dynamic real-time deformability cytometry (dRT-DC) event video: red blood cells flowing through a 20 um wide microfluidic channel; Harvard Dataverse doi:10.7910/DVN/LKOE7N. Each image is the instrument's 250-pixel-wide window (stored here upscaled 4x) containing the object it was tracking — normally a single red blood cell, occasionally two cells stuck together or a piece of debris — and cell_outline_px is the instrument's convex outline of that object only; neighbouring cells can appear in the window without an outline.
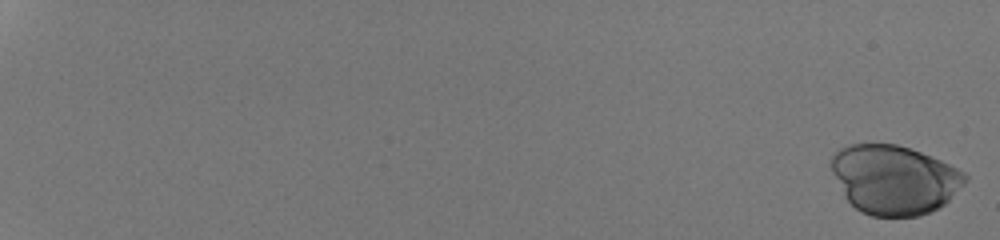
{"species": "human", "species_latin": "Homo sapiens", "temperature_condition": "room temperature", "stored_images_in_passage": 49, "camera_frame_rate_fps": 3000, "um_per_image_px": 0.085, "donor": {"sex": "male"}, "frame": {"image": 1, "passage_image": 1, "time_ms": 0.0, "image_size_px": [1000, 240], "cell_outline_px": [[968, 180], [940, 208], [920, 216], [872, 216], [860, 212], [844, 196], [832, 172], [832, 156], [840, 148], [848, 144], [896, 144], [932, 156], [964, 172], [968, 176]], "centroid_in_image_um": [76.01, 15.27], "position_along_channel_um": 9.0, "area_um2": 53.75}}
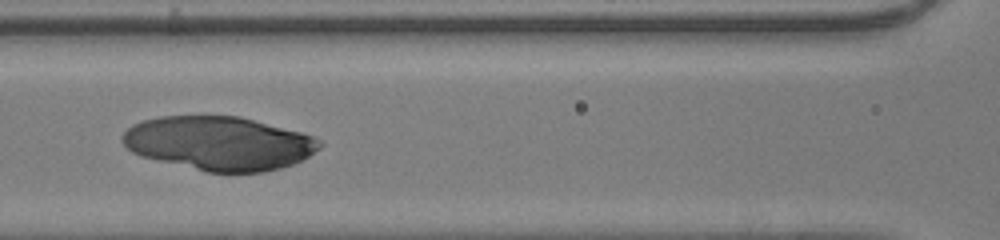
{"frame": {"image": 2, "passage_image": 30, "time_ms": 9.667, "image_size_px": [1000, 240], "cell_outline_px": [[324, 144], [320, 148], [308, 156], [292, 164], [280, 168], [264, 172], [204, 172], [140, 156], [132, 152], [120, 140], [120, 136], [132, 124], [140, 120], [160, 116], [240, 116], [300, 132], [312, 136], [320, 140]], "centroid_in_image_um": [18.57, 12.18], "position_along_channel_um": 148.0, "area_um2": 62.02}}
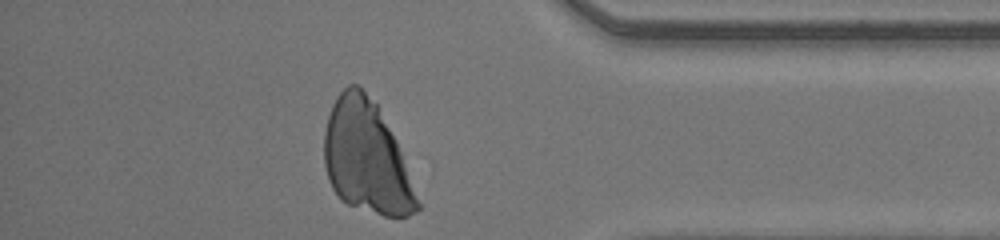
{"frame": {"image": 3, "passage_image": 49, "time_ms": 16.0, "image_size_px": [1000, 240], "cell_outline_px": [[420, 208], [416, 212], [408, 216], [384, 216], [348, 204], [340, 200], [332, 188], [328, 180], [324, 164], [324, 132], [328, 116], [332, 104], [336, 96], [348, 84], [356, 84], [376, 104], [396, 140], [420, 204]], "centroid_in_image_um": [31.11, 13.4], "position_along_channel_um": 404.1, "area_um2": 60.34}}